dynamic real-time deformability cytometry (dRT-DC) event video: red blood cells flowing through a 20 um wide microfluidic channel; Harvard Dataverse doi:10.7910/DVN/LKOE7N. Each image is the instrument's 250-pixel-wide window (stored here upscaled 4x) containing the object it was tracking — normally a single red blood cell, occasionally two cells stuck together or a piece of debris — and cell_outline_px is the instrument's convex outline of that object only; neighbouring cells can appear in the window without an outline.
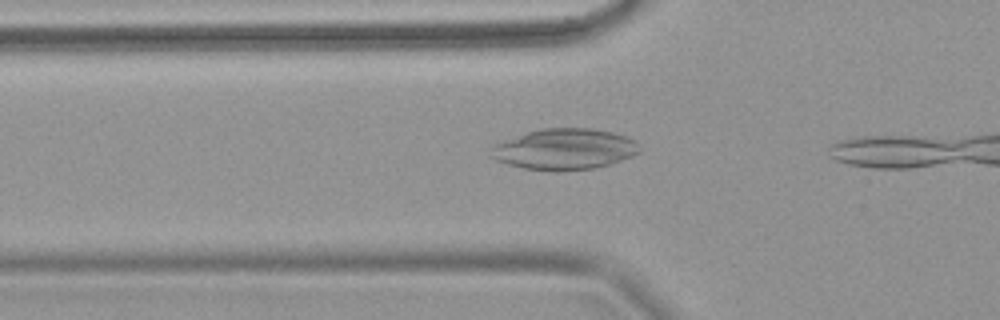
{"species": "common noctule bat (a hibernating species)", "species_latin": "Nyctalus noctula", "temperature_condition": "warm", "stored_images_in_passage": 5, "camera_frame_rate_fps": 3000, "um_per_image_px": 0.085, "animal": {"sex": "female", "body_mass_g": 18.4}, "frame": {"image": 1, "passage_image": 3, "time_ms": 0.667, "image_size_px": [1000, 320], "cell_outline_px": [[640, 152], [632, 156], [608, 164], [592, 168], [560, 172], [552, 172], [524, 168], [508, 164], [496, 160], [492, 156], [492, 148], [496, 144], [528, 132], [544, 128], [592, 128], [612, 132], [628, 136], [636, 140]], "centroid_in_image_um": [48.03, 12.69], "position_along_channel_um": 77.8, "area_um2": 35.26}}